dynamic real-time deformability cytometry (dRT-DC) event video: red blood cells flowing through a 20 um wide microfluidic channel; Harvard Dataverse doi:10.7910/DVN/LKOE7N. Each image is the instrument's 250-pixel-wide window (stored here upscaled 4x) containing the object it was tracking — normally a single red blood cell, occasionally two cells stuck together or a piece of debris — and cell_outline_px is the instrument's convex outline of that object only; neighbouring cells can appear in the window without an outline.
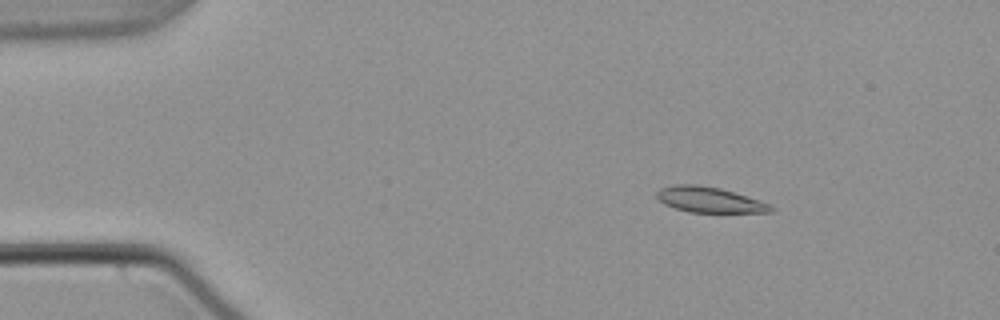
{"species": "common noctule bat (a hibernating species)", "species_latin": "Nyctalus noctula", "temperature_condition": "warm", "stored_images_in_passage": 47, "camera_frame_rate_fps": 3000, "um_per_image_px": 0.085, "animal": {"sex": "male", "body_mass_g": 21.5, "forearm_length_mm": 52.0}, "frame": {"image": 1, "passage_image": 1, "time_ms": 0.0, "image_size_px": [1000, 320], "cell_outline_px": [[776, 208], [772, 212], [688, 212], [664, 204], [656, 196], [656, 192], [660, 188], [676, 184], [696, 184], [720, 188], [768, 204]], "centroid_in_image_um": [60.24, 16.98], "position_along_channel_um": 24.8, "area_um2": 16.65}}
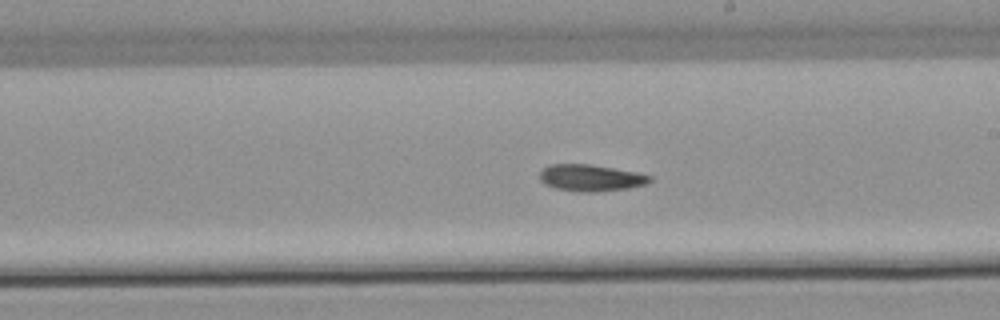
{"frame": {"image": 2, "passage_image": 24, "time_ms": 7.667, "image_size_px": [1000, 320], "cell_outline_px": [[652, 180], [648, 184], [628, 188], [596, 192], [580, 192], [556, 188], [544, 184], [540, 180], [540, 172], [548, 164], [592, 164], [636, 172], [652, 176]], "centroid_in_image_um": [50.23, 15.11], "position_along_channel_um": 238.8, "area_um2": 17.22}}
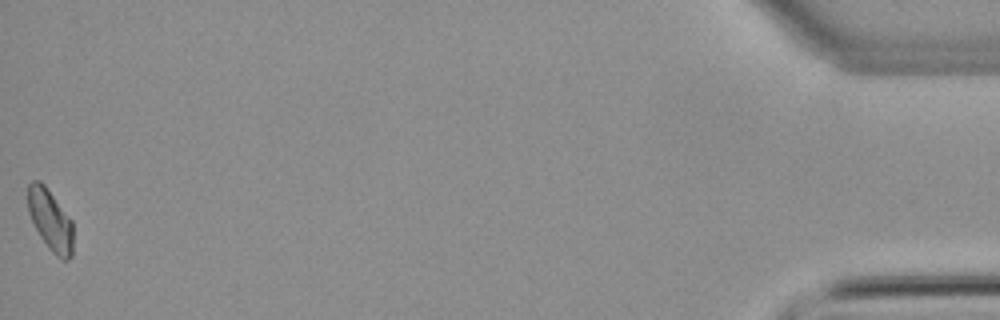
{"frame": {"image": 3, "passage_image": 47, "time_ms": 15.333, "image_size_px": [1000, 320], "cell_outline_px": [[72, 256], [68, 260], [60, 260], [48, 248], [40, 236], [28, 212], [28, 184], [32, 180], [40, 180], [44, 184], [72, 220]], "centroid_in_image_um": [4.28, 18.72], "position_along_channel_um": 430.9, "area_um2": 16.13}}